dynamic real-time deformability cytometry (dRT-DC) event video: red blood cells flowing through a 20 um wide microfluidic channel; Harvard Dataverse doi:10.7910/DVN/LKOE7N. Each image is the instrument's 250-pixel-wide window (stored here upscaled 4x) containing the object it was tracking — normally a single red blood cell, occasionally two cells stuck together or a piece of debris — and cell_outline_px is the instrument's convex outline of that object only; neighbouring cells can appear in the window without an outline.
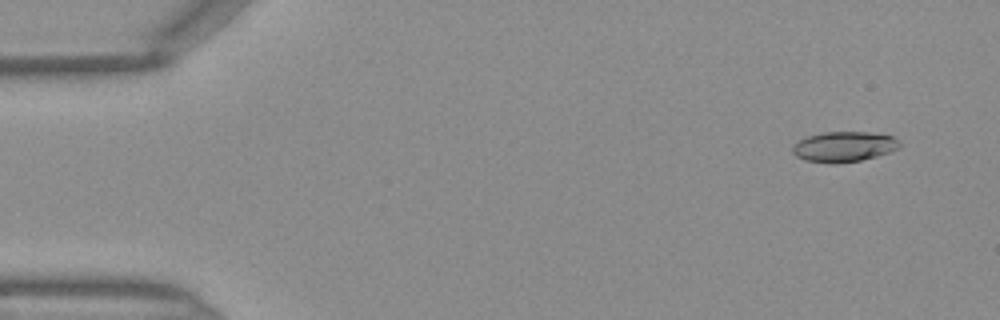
{"species": "Egyptian fruit bat (a non-hibernating species)", "species_latin": "Rousettus aegyptiacus", "temperature_condition": "warm", "stored_images_in_passage": 12, "camera_frame_rate_fps": 3000, "um_per_image_px": 0.085, "frame": {"image": 1, "passage_image": 3, "time_ms": 0.667, "image_size_px": [1000, 320], "cell_outline_px": [[900, 148], [876, 156], [860, 160], [836, 164], [828, 164], [804, 160], [796, 156], [792, 152], [792, 148], [800, 140], [808, 136], [824, 132], [868, 132], [892, 136], [900, 140]], "centroid_in_image_um": [71.74, 12.48], "position_along_channel_um": 13.3, "area_um2": 18.9}}